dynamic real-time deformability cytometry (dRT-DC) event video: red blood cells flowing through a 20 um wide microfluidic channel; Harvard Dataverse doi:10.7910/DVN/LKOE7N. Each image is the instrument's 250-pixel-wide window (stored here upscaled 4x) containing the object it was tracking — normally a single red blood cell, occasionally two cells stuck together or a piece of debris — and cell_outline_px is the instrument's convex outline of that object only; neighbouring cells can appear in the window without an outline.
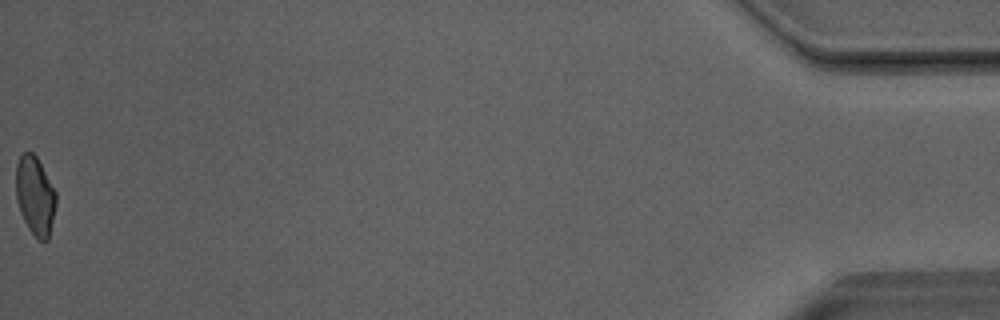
{"species": "Egyptian fruit bat (a non-hibernating species)", "species_latin": "Rousettus aegyptiacus", "temperature_condition": "room temperature", "stored_images_in_passage": 51, "camera_frame_rate_fps": 3000, "um_per_image_px": 0.085, "animal": {"sex": "male"}, "frame": {"image": 1, "passage_image": 51, "time_ms": 16.667, "image_size_px": [1000, 320], "cell_outline_px": [[56, 204], [48, 240], [40, 240], [28, 228], [20, 212], [16, 200], [16, 164], [20, 156], [24, 152], [32, 152], [36, 156], [56, 192]], "centroid_in_image_um": [2.97, 16.62], "position_along_channel_um": 432.2, "area_um2": 18.21}, "authors_computed_cell_mechanics": {"area_um2": 19.5364, "velocity_mm_per_s": 4.0651, "shape_relaxation_time_tau1_ms": null, "shape_relaxation_time_tau2_ms": 1.9645, "deformation_change_tau1": null, "deformation_change_tau2": 0.0791}}